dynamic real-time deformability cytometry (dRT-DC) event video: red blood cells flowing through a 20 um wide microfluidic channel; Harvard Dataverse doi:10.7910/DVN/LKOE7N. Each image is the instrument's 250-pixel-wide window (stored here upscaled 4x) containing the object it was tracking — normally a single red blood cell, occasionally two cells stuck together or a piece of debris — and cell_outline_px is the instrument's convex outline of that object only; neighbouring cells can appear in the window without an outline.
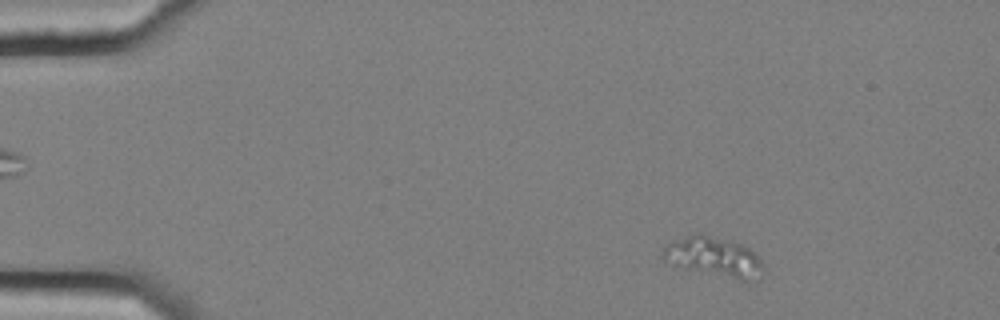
{"species": "common noctule bat (a hibernating species)", "species_latin": "Nyctalus noctula", "temperature_condition": "cold", "stored_images_in_passage": 53, "camera_frame_rate_fps": 3000, "um_per_image_px": 0.085, "animal": {"sex": "female", "body_mass_g": 25.1}, "frame": {"image": 1, "passage_image": 4, "time_ms": 1.0, "image_size_px": [1000, 320], "cell_outline_px": [[764, 272], [760, 280], [740, 280], [672, 264], [664, 260], [660, 256], [664, 248], [672, 240], [696, 232], [700, 232], [728, 240], [740, 244], [748, 248], [764, 264]], "centroid_in_image_um": [60.69, 21.81], "position_along_channel_um": 24.3, "area_um2": 23.12}}
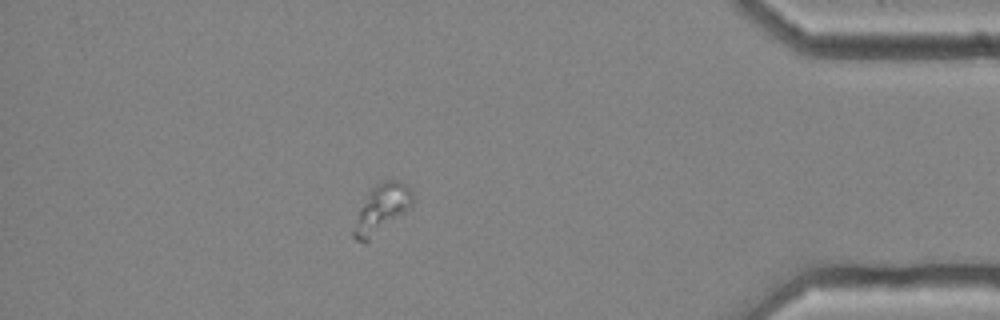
{"frame": {"image": 2, "passage_image": 46, "time_ms": 15.0, "image_size_px": [1000, 320], "cell_outline_px": [[412, 204], [408, 208], [364, 244], [356, 240], [352, 236], [352, 228], [360, 208], [368, 192], [376, 184], [388, 180], [396, 180], [404, 184], [412, 192]], "centroid_in_image_um": [32.37, 17.75], "position_along_channel_um": 402.8, "area_um2": 16.07}}